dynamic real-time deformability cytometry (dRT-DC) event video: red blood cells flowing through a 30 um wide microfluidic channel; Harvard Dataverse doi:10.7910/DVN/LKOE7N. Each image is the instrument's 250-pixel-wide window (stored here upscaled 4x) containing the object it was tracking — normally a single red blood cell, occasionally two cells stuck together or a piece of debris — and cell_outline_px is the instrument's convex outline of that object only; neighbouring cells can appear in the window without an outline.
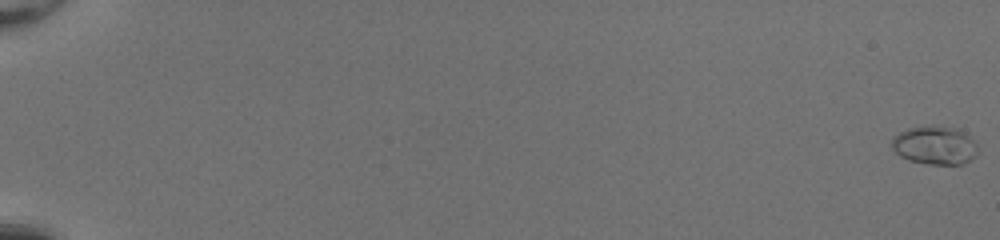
{"species": "common noctule bat (a hibernating species)", "species_latin": "Nyctalus noctula", "temperature_condition": "room temperature", "stored_images_in_passage": 53, "camera_frame_rate_fps": 3000, "um_per_image_px": 0.085, "animal": {"sex": "female", "body_mass_g": 20.0, "forearm_length_mm": 54.0}, "frame": {"image": 1, "passage_image": 1, "time_ms": 0.0, "image_size_px": [1000, 240], "cell_outline_px": [[980, 152], [976, 156], [960, 164], [928, 164], [908, 160], [900, 156], [892, 148], [892, 136], [908, 128], [932, 124], [960, 128], [980, 148]], "centroid_in_image_um": [79.47, 12.32], "position_along_channel_um": 5.5, "area_um2": 19.65}}
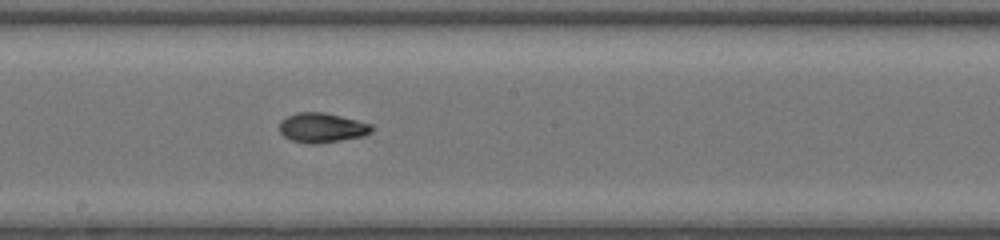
{"frame": {"image": 2, "passage_image": 33, "time_ms": 10.667, "image_size_px": [1000, 240], "cell_outline_px": [[376, 128], [372, 132], [364, 136], [316, 144], [308, 144], [292, 140], [284, 136], [280, 132], [280, 120], [296, 112], [324, 112], [372, 124]], "centroid_in_image_um": [27.39, 10.86], "position_along_channel_um": 220.8, "area_um2": 16.01}}
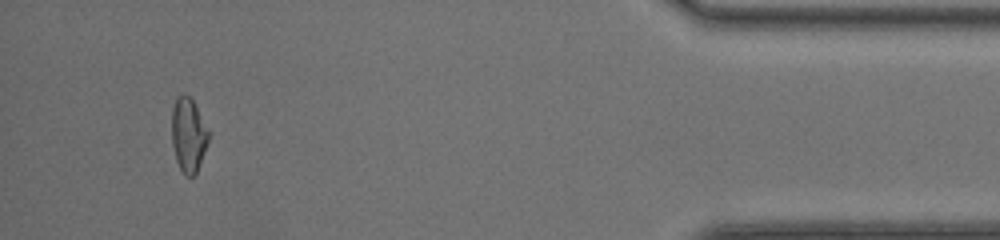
{"frame": {"image": 3, "passage_image": 51, "time_ms": 16.667, "image_size_px": [1000, 240], "cell_outline_px": [[208, 144], [196, 172], [192, 176], [184, 176], [176, 160], [172, 144], [172, 108], [176, 96], [184, 92], [192, 100], [208, 132]], "centroid_in_image_um": [15.98, 11.47], "position_along_channel_um": 419.2, "area_um2": 15.66}, "authors_computed_cell_mechanics": {"area_um2": 16.0106, "velocity_mm_per_s": 4.2149, "shape_relaxation_time_tau1_ms": 4.5965, "shape_relaxation_time_tau2_ms": 1.9737, "deformation_change_tau1": 0.1846, "deformation_change_tau2": 0.0403}}